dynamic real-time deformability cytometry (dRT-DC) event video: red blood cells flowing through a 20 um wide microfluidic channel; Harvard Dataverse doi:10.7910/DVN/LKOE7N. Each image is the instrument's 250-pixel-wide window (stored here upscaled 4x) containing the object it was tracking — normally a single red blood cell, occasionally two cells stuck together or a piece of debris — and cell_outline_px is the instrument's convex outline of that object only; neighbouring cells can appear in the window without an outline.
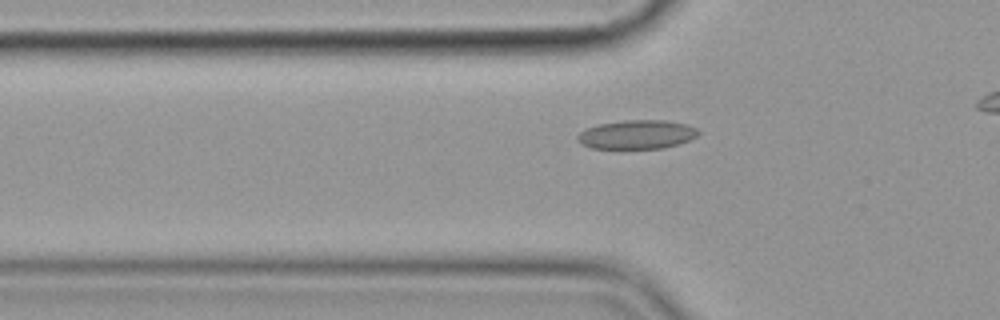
{"species": "common noctule bat (a hibernating species)", "species_latin": "Nyctalus noctula", "temperature_condition": "cold", "stored_images_in_passage": 45, "camera_frame_rate_fps": 3000, "um_per_image_px": 0.085, "animal": {"sex": "female", "body_mass_g": 19.9}, "frame": {"image": 1, "passage_image": 14, "time_ms": 4.333, "image_size_px": [1000, 320], "cell_outline_px": [[700, 132], [696, 136], [680, 144], [664, 148], [592, 148], [580, 144], [576, 140], [576, 136], [584, 128], [600, 124], [624, 120], [668, 120], [688, 124], [696, 128]], "centroid_in_image_um": [54.12, 11.43], "position_along_channel_um": 71.7, "area_um2": 20.52}}
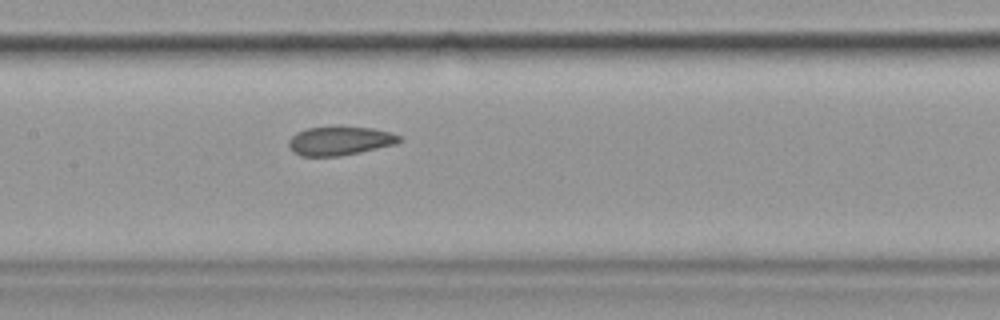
{"frame": {"image": 2, "passage_image": 23, "time_ms": 7.333, "image_size_px": [1000, 320], "cell_outline_px": [[404, 140], [396, 144], [360, 152], [340, 156], [300, 156], [292, 152], [288, 144], [288, 140], [296, 132], [308, 128], [372, 128], [392, 132], [400, 136]], "centroid_in_image_um": [28.89, 11.99], "position_along_channel_um": 178.5, "area_um2": 18.38}}
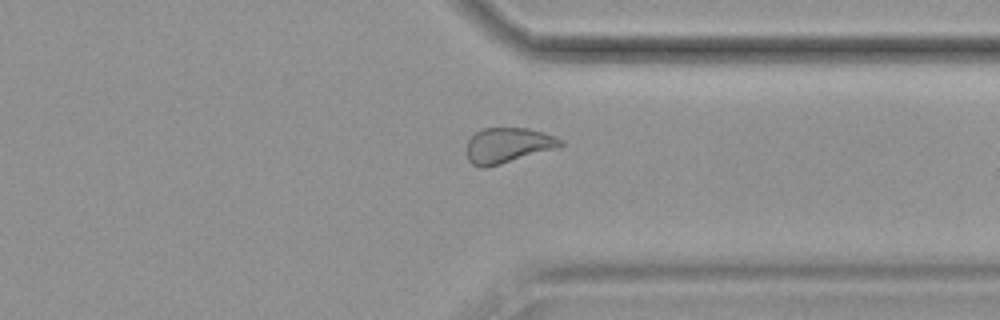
{"frame": {"image": 3, "passage_image": 39, "time_ms": 12.667, "image_size_px": [1000, 320], "cell_outline_px": [[564, 144], [560, 148], [488, 168], [480, 168], [472, 164], [468, 160], [468, 140], [476, 132], [484, 128], [528, 128], [556, 136], [564, 140]], "centroid_in_image_um": [43.23, 12.37], "position_along_channel_um": 368.2, "area_um2": 19.65}, "authors_computed_cell_mechanics": {"area_um2": 19.9988, "velocity_mm_per_s": 3.5662, "shape_relaxation_time_tau1_ms": null, "shape_relaxation_time_tau2_ms": 2.5867, "deformation_change_tau1": null, "deformation_change_tau2": 0.0565}}